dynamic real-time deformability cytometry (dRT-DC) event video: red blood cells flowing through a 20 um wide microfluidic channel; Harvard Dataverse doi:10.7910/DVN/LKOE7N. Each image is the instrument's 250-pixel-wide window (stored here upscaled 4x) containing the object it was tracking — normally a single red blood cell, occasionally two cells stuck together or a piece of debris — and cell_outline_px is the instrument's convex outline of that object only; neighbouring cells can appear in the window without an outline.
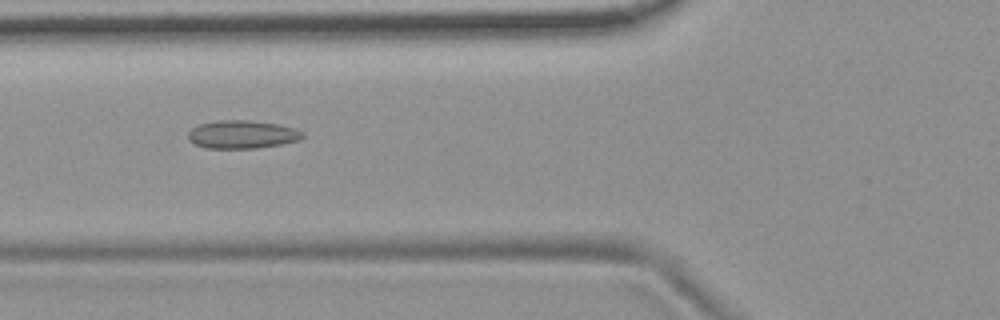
{"species": "common noctule bat (a hibernating species)", "species_latin": "Nyctalus noctula", "temperature_condition": "room temperature", "stored_images_in_passage": 40, "camera_frame_rate_fps": 3000, "um_per_image_px": 0.085, "animal": {"sex": "female", "body_mass_g": 19.9}, "frame": {"image": 1, "passage_image": 6, "time_ms": 1.667, "image_size_px": [1000, 320], "cell_outline_px": [[304, 136], [300, 140], [280, 144], [256, 148], [208, 148], [196, 144], [188, 140], [188, 132], [192, 128], [200, 124], [220, 120], [248, 120], [276, 124], [296, 128], [304, 132]], "centroid_in_image_um": [20.6, 11.42], "position_along_channel_um": 105.2, "area_um2": 18.67}}
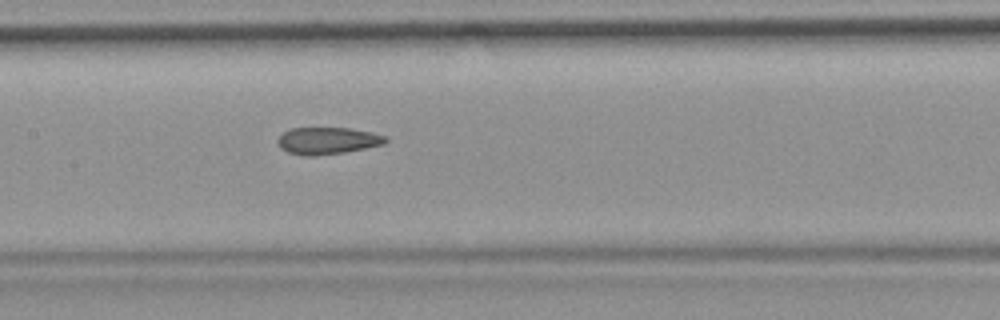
{"frame": {"image": 2, "passage_image": 12, "time_ms": 3.667, "image_size_px": [1000, 320], "cell_outline_px": [[388, 140], [384, 144], [344, 152], [312, 156], [304, 156], [288, 152], [280, 148], [276, 140], [288, 128], [352, 128], [372, 132], [388, 136]], "centroid_in_image_um": [27.84, 11.95], "position_along_channel_um": 179.6, "area_um2": 17.05}}
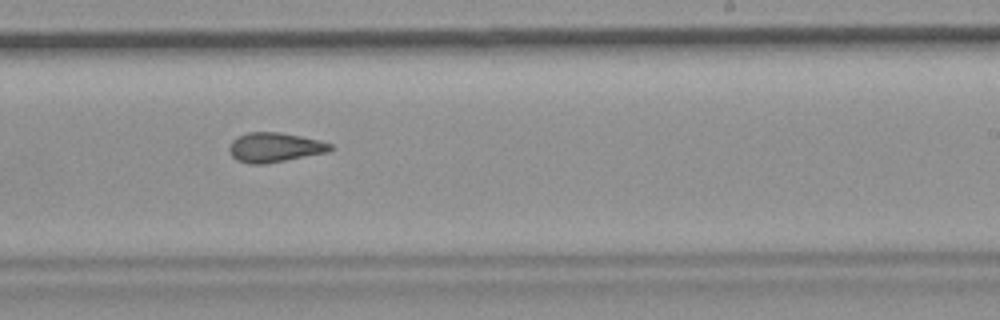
{"frame": {"image": 3, "passage_image": 19, "time_ms": 6.0, "image_size_px": [1000, 320], "cell_outline_px": [[332, 148], [328, 152], [264, 164], [248, 164], [236, 160], [228, 152], [228, 148], [232, 140], [236, 136], [248, 132], [280, 132], [320, 140], [332, 144]], "centroid_in_image_um": [23.3, 12.52], "position_along_channel_um": 265.7, "area_um2": 17.51}, "authors_computed_cell_mechanics": {"area_um2": 17.4556, "velocity_mm_per_s": 3.7071, "shape_relaxation_time_tau1_ms": null, "shape_relaxation_time_tau2_ms": 2.8663, "deformation_change_tau1": null, "deformation_change_tau2": 0.1118}}